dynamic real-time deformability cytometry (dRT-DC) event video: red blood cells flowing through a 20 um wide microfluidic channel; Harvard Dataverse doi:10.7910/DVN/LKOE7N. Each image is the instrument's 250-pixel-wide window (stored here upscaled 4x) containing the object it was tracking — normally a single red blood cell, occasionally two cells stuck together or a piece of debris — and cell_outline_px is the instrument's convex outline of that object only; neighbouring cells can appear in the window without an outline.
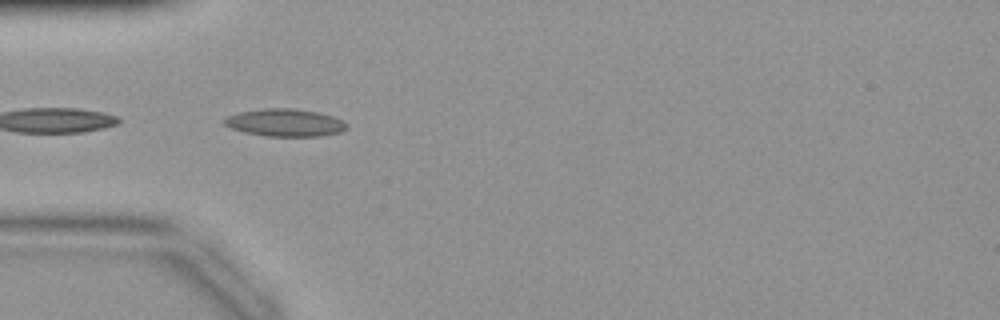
{"species": "common noctule bat (a hibernating species)", "species_latin": "Nyctalus noctula", "temperature_condition": "warm", "stored_images_in_passage": 20, "camera_frame_rate_fps": 3000, "um_per_image_px": 0.085, "animal": {"sex": "female", "body_mass_g": 19.9}, "frame": {"image": 1, "passage_image": 1, "time_ms": 0.0, "image_size_px": [1000, 320], "cell_outline_px": [[348, 128], [340, 132], [320, 136], [268, 136], [244, 132], [232, 128], [224, 124], [224, 120], [228, 116], [240, 112], [264, 108], [292, 108], [316, 112], [332, 116], [344, 120], [348, 124]], "centroid_in_image_um": [24.27, 10.42], "position_along_channel_um": 60.7, "area_um2": 19.54}}
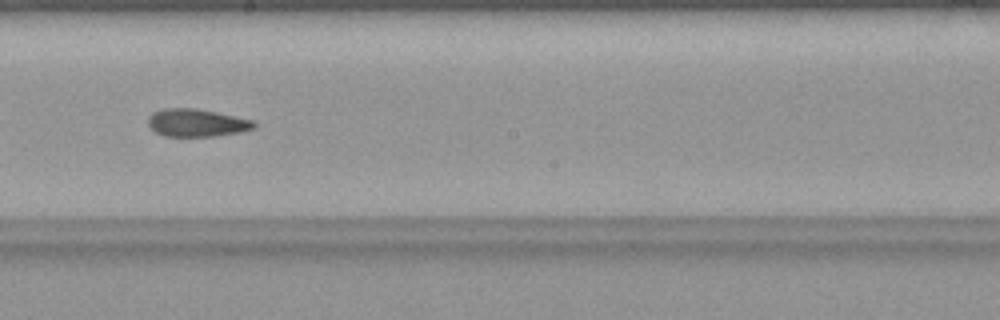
{"frame": {"image": 2, "passage_image": 12, "time_ms": 3.667, "image_size_px": [1000, 320], "cell_outline_px": [[256, 128], [240, 132], [212, 136], [164, 136], [156, 132], [148, 124], [148, 116], [152, 112], [160, 108], [196, 108], [256, 120]], "centroid_in_image_um": [16.73, 10.42], "position_along_channel_um": 231.5, "area_um2": 17.28}}
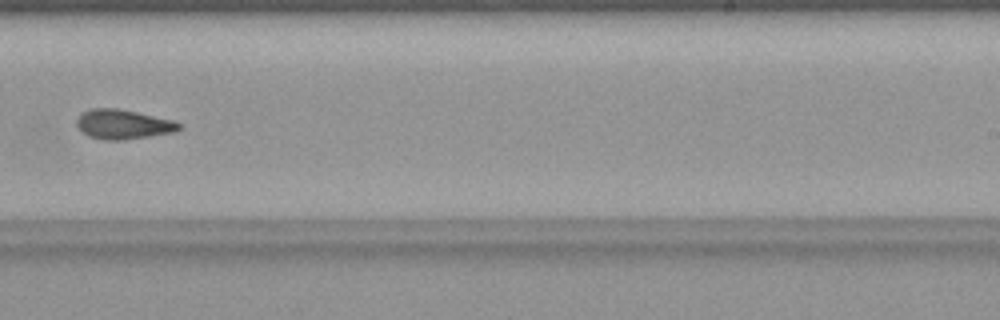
{"frame": {"image": 3, "passage_image": 15, "time_ms": 4.667, "image_size_px": [1000, 320], "cell_outline_px": [[184, 128], [176, 132], [124, 140], [104, 140], [88, 136], [80, 132], [76, 124], [76, 120], [80, 112], [92, 108], [116, 108], [176, 120]], "centroid_in_image_um": [10.47, 10.57], "position_along_channel_um": 278.5, "area_um2": 18.03}}